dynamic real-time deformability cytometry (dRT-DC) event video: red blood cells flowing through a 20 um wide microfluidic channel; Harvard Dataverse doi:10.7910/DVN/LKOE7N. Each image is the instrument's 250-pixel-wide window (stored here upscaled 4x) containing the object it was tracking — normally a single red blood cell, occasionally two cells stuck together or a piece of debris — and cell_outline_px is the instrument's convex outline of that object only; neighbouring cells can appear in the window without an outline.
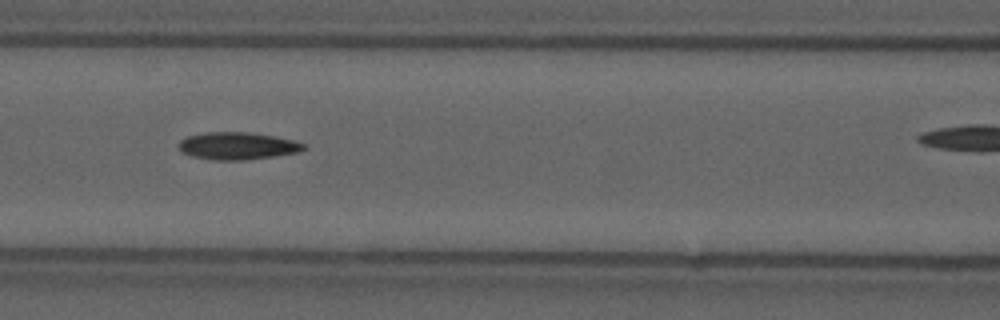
{"species": "common noctule bat (a hibernating species)", "species_latin": "Nyctalus noctula", "temperature_condition": "cold", "stored_images_in_passage": 30, "camera_frame_rate_fps": 3000, "um_per_image_px": 0.085, "animal": {"sex": "male", "forearm_length_mm": 52.5}, "frame": {"image": 1, "passage_image": 9, "time_ms": 2.667, "image_size_px": [1000, 320], "cell_outline_px": [[308, 148], [300, 152], [244, 160], [212, 160], [192, 156], [180, 152], [180, 140], [188, 136], [208, 132], [244, 132], [272, 136], [292, 140], [304, 144]], "centroid_in_image_um": [20.18, 12.41], "position_along_channel_um": 146.4, "area_um2": 19.71}}
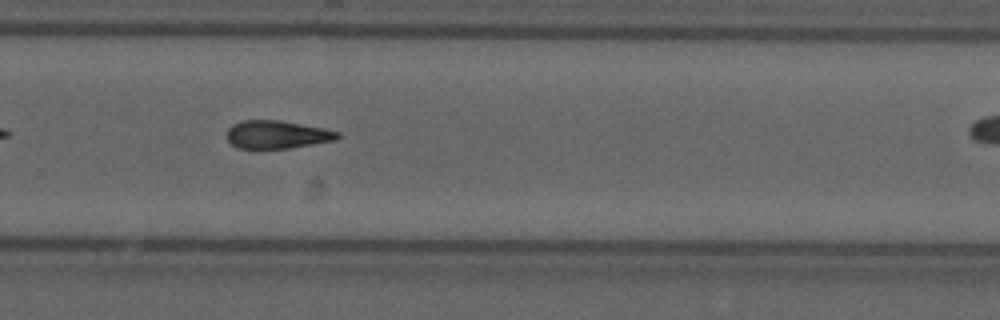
{"frame": {"image": 2, "passage_image": 22, "time_ms": 7.0, "image_size_px": [1000, 320], "cell_outline_px": [[344, 136], [336, 140], [288, 148], [236, 148], [228, 140], [228, 128], [232, 124], [240, 120], [280, 120], [324, 128], [340, 132]], "centroid_in_image_um": [23.58, 11.42], "position_along_channel_um": 306.2, "area_um2": 18.15}}